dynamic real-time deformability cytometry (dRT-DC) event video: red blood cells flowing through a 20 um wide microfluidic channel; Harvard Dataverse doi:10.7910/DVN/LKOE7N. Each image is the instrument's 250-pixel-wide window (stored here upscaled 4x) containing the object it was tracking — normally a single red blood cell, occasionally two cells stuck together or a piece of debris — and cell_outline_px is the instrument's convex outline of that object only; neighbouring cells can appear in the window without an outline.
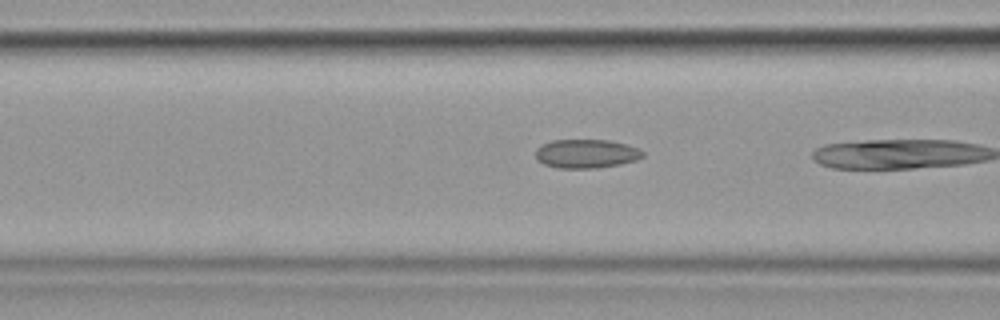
{"species": "common noctule bat (a hibernating species)", "species_latin": "Nyctalus noctula", "temperature_condition": "cold", "stored_images_in_passage": 6, "camera_frame_rate_fps": 3000, "um_per_image_px": 0.085, "animal": {"sex": "female", "body_mass_g": 19.9}, "frame": {"image": 1, "passage_image": 5, "time_ms": 1.333, "image_size_px": [1000, 320], "cell_outline_px": [[644, 156], [636, 160], [620, 164], [596, 168], [556, 168], [544, 164], [536, 160], [536, 148], [540, 144], [552, 140], [608, 140], [628, 144], [644, 152]], "centroid_in_image_um": [49.8, 13.06], "position_along_channel_um": 116.8, "area_um2": 18.15}}